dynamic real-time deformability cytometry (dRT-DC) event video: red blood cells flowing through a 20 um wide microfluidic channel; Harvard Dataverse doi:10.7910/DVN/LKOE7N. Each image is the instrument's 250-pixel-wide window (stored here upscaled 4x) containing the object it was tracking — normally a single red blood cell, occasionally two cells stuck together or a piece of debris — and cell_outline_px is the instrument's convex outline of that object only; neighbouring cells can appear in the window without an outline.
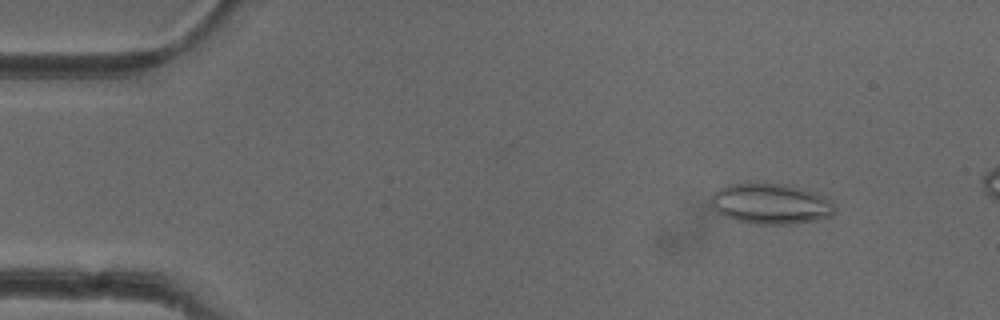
{"species": "common noctule bat (a hibernating species)", "species_latin": "Nyctalus noctula", "temperature_condition": "cold", "stored_images_in_passage": 50, "camera_frame_rate_fps": 3000, "um_per_image_px": 0.085, "animal": {"sex": "female"}, "frame": {"image": 1, "passage_image": 6, "time_ms": 1.667, "image_size_px": [1000, 320], "cell_outline_px": [[836, 212], [832, 216], [816, 220], [792, 224], [756, 224], [736, 220], [724, 216], [716, 212], [708, 204], [712, 192], [728, 184], [788, 184], [804, 188], [816, 192], [832, 200], [836, 208]], "centroid_in_image_um": [65.52, 17.33], "position_along_channel_um": 19.5, "area_um2": 29.77}}
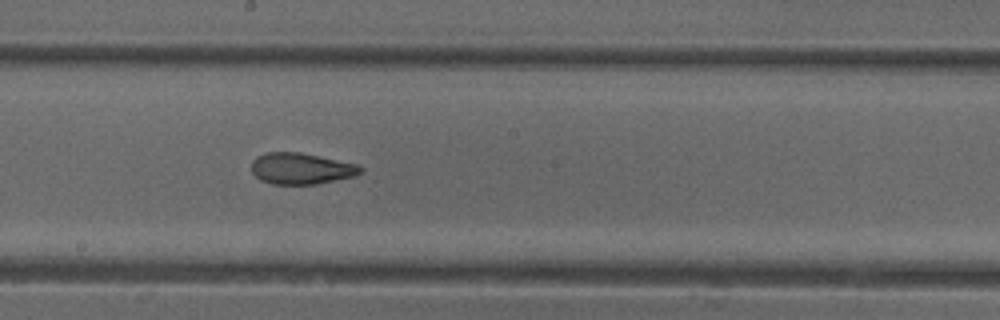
{"frame": {"image": 2, "passage_image": 28, "time_ms": 9.0, "image_size_px": [1000, 320], "cell_outline_px": [[364, 172], [352, 176], [316, 184], [272, 184], [260, 180], [252, 172], [252, 160], [256, 156], [264, 152], [300, 152], [356, 164], [364, 168]], "centroid_in_image_um": [25.57, 14.32], "position_along_channel_um": 222.6, "area_um2": 19.83}}
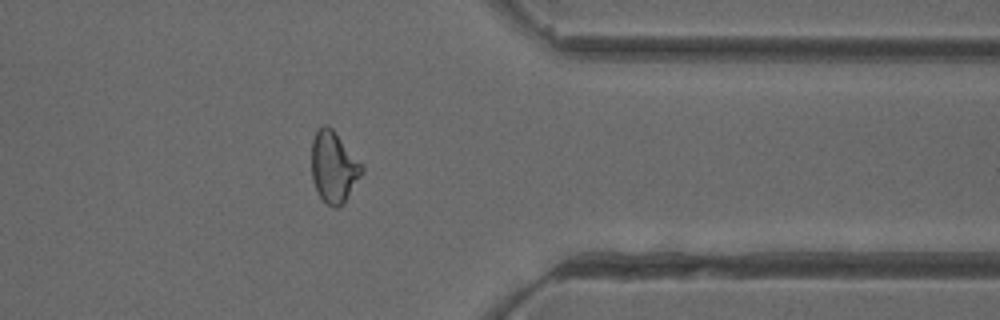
{"frame": {"image": 3, "passage_image": 41, "time_ms": 13.333, "image_size_px": [1000, 320], "cell_outline_px": [[364, 172], [344, 204], [336, 208], [328, 204], [320, 196], [316, 188], [312, 176], [312, 140], [316, 132], [324, 124], [328, 124], [332, 128], [364, 164]], "centroid_in_image_um": [28.41, 14.19], "position_along_channel_um": 383.0, "area_um2": 21.04}, "authors_computed_cell_mechanics": {"area_um2": 21.0103, "velocity_mm_per_s": 3.988, "shape_relaxation_time_tau1_ms": null, "shape_relaxation_time_tau2_ms": 2.0018, "deformation_change_tau1": null, "deformation_change_tau2": 0.0943}}